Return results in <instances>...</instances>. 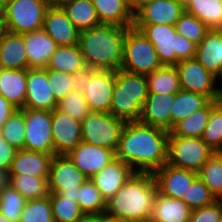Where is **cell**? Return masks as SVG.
Listing matches in <instances>:
<instances>
[{
    "mask_svg": "<svg viewBox=\"0 0 222 222\" xmlns=\"http://www.w3.org/2000/svg\"><path fill=\"white\" fill-rule=\"evenodd\" d=\"M168 137L164 129L140 121L126 122L115 156L135 172L153 173L167 163Z\"/></svg>",
    "mask_w": 222,
    "mask_h": 222,
    "instance_id": "obj_1",
    "label": "cell"
},
{
    "mask_svg": "<svg viewBox=\"0 0 222 222\" xmlns=\"http://www.w3.org/2000/svg\"><path fill=\"white\" fill-rule=\"evenodd\" d=\"M157 194L153 174L135 172L106 201L105 215L131 222H150Z\"/></svg>",
    "mask_w": 222,
    "mask_h": 222,
    "instance_id": "obj_2",
    "label": "cell"
},
{
    "mask_svg": "<svg viewBox=\"0 0 222 222\" xmlns=\"http://www.w3.org/2000/svg\"><path fill=\"white\" fill-rule=\"evenodd\" d=\"M128 27L100 24L80 32L78 45L85 64L97 70H120Z\"/></svg>",
    "mask_w": 222,
    "mask_h": 222,
    "instance_id": "obj_3",
    "label": "cell"
},
{
    "mask_svg": "<svg viewBox=\"0 0 222 222\" xmlns=\"http://www.w3.org/2000/svg\"><path fill=\"white\" fill-rule=\"evenodd\" d=\"M148 92L146 75L115 71L109 113L125 122L139 121Z\"/></svg>",
    "mask_w": 222,
    "mask_h": 222,
    "instance_id": "obj_4",
    "label": "cell"
},
{
    "mask_svg": "<svg viewBox=\"0 0 222 222\" xmlns=\"http://www.w3.org/2000/svg\"><path fill=\"white\" fill-rule=\"evenodd\" d=\"M154 45L162 65L175 66L195 58L197 46L176 32L175 25H133Z\"/></svg>",
    "mask_w": 222,
    "mask_h": 222,
    "instance_id": "obj_5",
    "label": "cell"
},
{
    "mask_svg": "<svg viewBox=\"0 0 222 222\" xmlns=\"http://www.w3.org/2000/svg\"><path fill=\"white\" fill-rule=\"evenodd\" d=\"M162 66L154 45L140 30L128 28L123 42L120 69L131 74L148 75Z\"/></svg>",
    "mask_w": 222,
    "mask_h": 222,
    "instance_id": "obj_6",
    "label": "cell"
},
{
    "mask_svg": "<svg viewBox=\"0 0 222 222\" xmlns=\"http://www.w3.org/2000/svg\"><path fill=\"white\" fill-rule=\"evenodd\" d=\"M47 0H5L2 27L15 34H24L41 29Z\"/></svg>",
    "mask_w": 222,
    "mask_h": 222,
    "instance_id": "obj_7",
    "label": "cell"
},
{
    "mask_svg": "<svg viewBox=\"0 0 222 222\" xmlns=\"http://www.w3.org/2000/svg\"><path fill=\"white\" fill-rule=\"evenodd\" d=\"M214 153L201 138L176 136L169 132L167 164L171 166L198 172Z\"/></svg>",
    "mask_w": 222,
    "mask_h": 222,
    "instance_id": "obj_8",
    "label": "cell"
},
{
    "mask_svg": "<svg viewBox=\"0 0 222 222\" xmlns=\"http://www.w3.org/2000/svg\"><path fill=\"white\" fill-rule=\"evenodd\" d=\"M125 123L109 112H90L81 122L82 141L115 151Z\"/></svg>",
    "mask_w": 222,
    "mask_h": 222,
    "instance_id": "obj_9",
    "label": "cell"
},
{
    "mask_svg": "<svg viewBox=\"0 0 222 222\" xmlns=\"http://www.w3.org/2000/svg\"><path fill=\"white\" fill-rule=\"evenodd\" d=\"M181 90L206 96L209 100H221V88H216L217 77L210 73L196 58L180 61L175 65Z\"/></svg>",
    "mask_w": 222,
    "mask_h": 222,
    "instance_id": "obj_10",
    "label": "cell"
},
{
    "mask_svg": "<svg viewBox=\"0 0 222 222\" xmlns=\"http://www.w3.org/2000/svg\"><path fill=\"white\" fill-rule=\"evenodd\" d=\"M25 119L24 149L54 154L51 131V111L21 109Z\"/></svg>",
    "mask_w": 222,
    "mask_h": 222,
    "instance_id": "obj_11",
    "label": "cell"
},
{
    "mask_svg": "<svg viewBox=\"0 0 222 222\" xmlns=\"http://www.w3.org/2000/svg\"><path fill=\"white\" fill-rule=\"evenodd\" d=\"M88 179L67 155H54L49 170L50 193L74 195Z\"/></svg>",
    "mask_w": 222,
    "mask_h": 222,
    "instance_id": "obj_12",
    "label": "cell"
},
{
    "mask_svg": "<svg viewBox=\"0 0 222 222\" xmlns=\"http://www.w3.org/2000/svg\"><path fill=\"white\" fill-rule=\"evenodd\" d=\"M54 155H67L82 141L81 122L58 110L51 111Z\"/></svg>",
    "mask_w": 222,
    "mask_h": 222,
    "instance_id": "obj_13",
    "label": "cell"
},
{
    "mask_svg": "<svg viewBox=\"0 0 222 222\" xmlns=\"http://www.w3.org/2000/svg\"><path fill=\"white\" fill-rule=\"evenodd\" d=\"M114 84L115 71L91 68L89 85L83 93L90 112H109Z\"/></svg>",
    "mask_w": 222,
    "mask_h": 222,
    "instance_id": "obj_14",
    "label": "cell"
},
{
    "mask_svg": "<svg viewBox=\"0 0 222 222\" xmlns=\"http://www.w3.org/2000/svg\"><path fill=\"white\" fill-rule=\"evenodd\" d=\"M158 193L169 198L182 199L188 187L198 177L197 172L164 164L153 173Z\"/></svg>",
    "mask_w": 222,
    "mask_h": 222,
    "instance_id": "obj_15",
    "label": "cell"
},
{
    "mask_svg": "<svg viewBox=\"0 0 222 222\" xmlns=\"http://www.w3.org/2000/svg\"><path fill=\"white\" fill-rule=\"evenodd\" d=\"M67 156L88 178L101 171L116 158L115 151L81 141Z\"/></svg>",
    "mask_w": 222,
    "mask_h": 222,
    "instance_id": "obj_16",
    "label": "cell"
},
{
    "mask_svg": "<svg viewBox=\"0 0 222 222\" xmlns=\"http://www.w3.org/2000/svg\"><path fill=\"white\" fill-rule=\"evenodd\" d=\"M50 90L47 69H27V92L23 108L52 111L57 107V101Z\"/></svg>",
    "mask_w": 222,
    "mask_h": 222,
    "instance_id": "obj_17",
    "label": "cell"
},
{
    "mask_svg": "<svg viewBox=\"0 0 222 222\" xmlns=\"http://www.w3.org/2000/svg\"><path fill=\"white\" fill-rule=\"evenodd\" d=\"M184 3L178 0H154L134 15L133 25H175L184 13Z\"/></svg>",
    "mask_w": 222,
    "mask_h": 222,
    "instance_id": "obj_18",
    "label": "cell"
},
{
    "mask_svg": "<svg viewBox=\"0 0 222 222\" xmlns=\"http://www.w3.org/2000/svg\"><path fill=\"white\" fill-rule=\"evenodd\" d=\"M42 29L58 46L78 44L80 31L73 25L60 6H49Z\"/></svg>",
    "mask_w": 222,
    "mask_h": 222,
    "instance_id": "obj_19",
    "label": "cell"
},
{
    "mask_svg": "<svg viewBox=\"0 0 222 222\" xmlns=\"http://www.w3.org/2000/svg\"><path fill=\"white\" fill-rule=\"evenodd\" d=\"M135 171L122 160L115 158L101 171L91 177L102 196L107 201L123 186Z\"/></svg>",
    "mask_w": 222,
    "mask_h": 222,
    "instance_id": "obj_20",
    "label": "cell"
},
{
    "mask_svg": "<svg viewBox=\"0 0 222 222\" xmlns=\"http://www.w3.org/2000/svg\"><path fill=\"white\" fill-rule=\"evenodd\" d=\"M174 100L175 94H149L144 101L139 121L170 132V110Z\"/></svg>",
    "mask_w": 222,
    "mask_h": 222,
    "instance_id": "obj_21",
    "label": "cell"
},
{
    "mask_svg": "<svg viewBox=\"0 0 222 222\" xmlns=\"http://www.w3.org/2000/svg\"><path fill=\"white\" fill-rule=\"evenodd\" d=\"M23 39L27 54L28 69H46L51 55L55 52L58 45L42 28L24 33Z\"/></svg>",
    "mask_w": 222,
    "mask_h": 222,
    "instance_id": "obj_22",
    "label": "cell"
},
{
    "mask_svg": "<svg viewBox=\"0 0 222 222\" xmlns=\"http://www.w3.org/2000/svg\"><path fill=\"white\" fill-rule=\"evenodd\" d=\"M54 154H47L25 149L17 150L12 160L9 175H32L49 177L50 163Z\"/></svg>",
    "mask_w": 222,
    "mask_h": 222,
    "instance_id": "obj_23",
    "label": "cell"
},
{
    "mask_svg": "<svg viewBox=\"0 0 222 222\" xmlns=\"http://www.w3.org/2000/svg\"><path fill=\"white\" fill-rule=\"evenodd\" d=\"M195 58L222 80V29H210L196 49Z\"/></svg>",
    "mask_w": 222,
    "mask_h": 222,
    "instance_id": "obj_24",
    "label": "cell"
},
{
    "mask_svg": "<svg viewBox=\"0 0 222 222\" xmlns=\"http://www.w3.org/2000/svg\"><path fill=\"white\" fill-rule=\"evenodd\" d=\"M0 68L28 69L23 34L2 30L0 34Z\"/></svg>",
    "mask_w": 222,
    "mask_h": 222,
    "instance_id": "obj_25",
    "label": "cell"
},
{
    "mask_svg": "<svg viewBox=\"0 0 222 222\" xmlns=\"http://www.w3.org/2000/svg\"><path fill=\"white\" fill-rule=\"evenodd\" d=\"M27 92V69L0 68V95L22 109Z\"/></svg>",
    "mask_w": 222,
    "mask_h": 222,
    "instance_id": "obj_26",
    "label": "cell"
},
{
    "mask_svg": "<svg viewBox=\"0 0 222 222\" xmlns=\"http://www.w3.org/2000/svg\"><path fill=\"white\" fill-rule=\"evenodd\" d=\"M100 24L133 27L134 15L126 0H91Z\"/></svg>",
    "mask_w": 222,
    "mask_h": 222,
    "instance_id": "obj_27",
    "label": "cell"
},
{
    "mask_svg": "<svg viewBox=\"0 0 222 222\" xmlns=\"http://www.w3.org/2000/svg\"><path fill=\"white\" fill-rule=\"evenodd\" d=\"M191 211L184 200L158 193L150 222H189Z\"/></svg>",
    "mask_w": 222,
    "mask_h": 222,
    "instance_id": "obj_28",
    "label": "cell"
},
{
    "mask_svg": "<svg viewBox=\"0 0 222 222\" xmlns=\"http://www.w3.org/2000/svg\"><path fill=\"white\" fill-rule=\"evenodd\" d=\"M60 7L80 32L100 25L91 0H67Z\"/></svg>",
    "mask_w": 222,
    "mask_h": 222,
    "instance_id": "obj_29",
    "label": "cell"
},
{
    "mask_svg": "<svg viewBox=\"0 0 222 222\" xmlns=\"http://www.w3.org/2000/svg\"><path fill=\"white\" fill-rule=\"evenodd\" d=\"M86 67L79 45L75 44L72 46H58L51 55L46 69L74 75Z\"/></svg>",
    "mask_w": 222,
    "mask_h": 222,
    "instance_id": "obj_30",
    "label": "cell"
},
{
    "mask_svg": "<svg viewBox=\"0 0 222 222\" xmlns=\"http://www.w3.org/2000/svg\"><path fill=\"white\" fill-rule=\"evenodd\" d=\"M184 6L210 29H222V0H187Z\"/></svg>",
    "mask_w": 222,
    "mask_h": 222,
    "instance_id": "obj_31",
    "label": "cell"
},
{
    "mask_svg": "<svg viewBox=\"0 0 222 222\" xmlns=\"http://www.w3.org/2000/svg\"><path fill=\"white\" fill-rule=\"evenodd\" d=\"M210 100L201 94L187 90H179L170 110L172 128L191 115L196 110L203 108Z\"/></svg>",
    "mask_w": 222,
    "mask_h": 222,
    "instance_id": "obj_32",
    "label": "cell"
},
{
    "mask_svg": "<svg viewBox=\"0 0 222 222\" xmlns=\"http://www.w3.org/2000/svg\"><path fill=\"white\" fill-rule=\"evenodd\" d=\"M149 94H176L181 90L179 73L175 66H165L146 75Z\"/></svg>",
    "mask_w": 222,
    "mask_h": 222,
    "instance_id": "obj_33",
    "label": "cell"
},
{
    "mask_svg": "<svg viewBox=\"0 0 222 222\" xmlns=\"http://www.w3.org/2000/svg\"><path fill=\"white\" fill-rule=\"evenodd\" d=\"M49 177H34L32 175H10V185L27 201L50 196Z\"/></svg>",
    "mask_w": 222,
    "mask_h": 222,
    "instance_id": "obj_34",
    "label": "cell"
},
{
    "mask_svg": "<svg viewBox=\"0 0 222 222\" xmlns=\"http://www.w3.org/2000/svg\"><path fill=\"white\" fill-rule=\"evenodd\" d=\"M54 222H77L84 214L74 195L50 193Z\"/></svg>",
    "mask_w": 222,
    "mask_h": 222,
    "instance_id": "obj_35",
    "label": "cell"
},
{
    "mask_svg": "<svg viewBox=\"0 0 222 222\" xmlns=\"http://www.w3.org/2000/svg\"><path fill=\"white\" fill-rule=\"evenodd\" d=\"M211 100L201 109L196 110L184 120L177 123L171 130L176 136L200 138L209 122Z\"/></svg>",
    "mask_w": 222,
    "mask_h": 222,
    "instance_id": "obj_36",
    "label": "cell"
},
{
    "mask_svg": "<svg viewBox=\"0 0 222 222\" xmlns=\"http://www.w3.org/2000/svg\"><path fill=\"white\" fill-rule=\"evenodd\" d=\"M74 198L84 214L105 213L106 200L91 178H88L79 187L78 191L74 194Z\"/></svg>",
    "mask_w": 222,
    "mask_h": 222,
    "instance_id": "obj_37",
    "label": "cell"
},
{
    "mask_svg": "<svg viewBox=\"0 0 222 222\" xmlns=\"http://www.w3.org/2000/svg\"><path fill=\"white\" fill-rule=\"evenodd\" d=\"M197 175L217 199H222V152H215Z\"/></svg>",
    "mask_w": 222,
    "mask_h": 222,
    "instance_id": "obj_38",
    "label": "cell"
},
{
    "mask_svg": "<svg viewBox=\"0 0 222 222\" xmlns=\"http://www.w3.org/2000/svg\"><path fill=\"white\" fill-rule=\"evenodd\" d=\"M200 138L214 152H222V100H211L209 122Z\"/></svg>",
    "mask_w": 222,
    "mask_h": 222,
    "instance_id": "obj_39",
    "label": "cell"
},
{
    "mask_svg": "<svg viewBox=\"0 0 222 222\" xmlns=\"http://www.w3.org/2000/svg\"><path fill=\"white\" fill-rule=\"evenodd\" d=\"M2 137L16 150L24 149L25 119L24 112L17 109L1 127Z\"/></svg>",
    "mask_w": 222,
    "mask_h": 222,
    "instance_id": "obj_40",
    "label": "cell"
},
{
    "mask_svg": "<svg viewBox=\"0 0 222 222\" xmlns=\"http://www.w3.org/2000/svg\"><path fill=\"white\" fill-rule=\"evenodd\" d=\"M175 27L177 33L190 40L196 46L200 44L206 33L210 30L198 18L185 11L177 20Z\"/></svg>",
    "mask_w": 222,
    "mask_h": 222,
    "instance_id": "obj_41",
    "label": "cell"
},
{
    "mask_svg": "<svg viewBox=\"0 0 222 222\" xmlns=\"http://www.w3.org/2000/svg\"><path fill=\"white\" fill-rule=\"evenodd\" d=\"M27 200L11 185L0 193V213L11 222H19Z\"/></svg>",
    "mask_w": 222,
    "mask_h": 222,
    "instance_id": "obj_42",
    "label": "cell"
},
{
    "mask_svg": "<svg viewBox=\"0 0 222 222\" xmlns=\"http://www.w3.org/2000/svg\"><path fill=\"white\" fill-rule=\"evenodd\" d=\"M19 222H54L50 197L28 200Z\"/></svg>",
    "mask_w": 222,
    "mask_h": 222,
    "instance_id": "obj_43",
    "label": "cell"
},
{
    "mask_svg": "<svg viewBox=\"0 0 222 222\" xmlns=\"http://www.w3.org/2000/svg\"><path fill=\"white\" fill-rule=\"evenodd\" d=\"M56 108L80 122L90 113L83 94L77 91H71L64 98L57 101Z\"/></svg>",
    "mask_w": 222,
    "mask_h": 222,
    "instance_id": "obj_44",
    "label": "cell"
},
{
    "mask_svg": "<svg viewBox=\"0 0 222 222\" xmlns=\"http://www.w3.org/2000/svg\"><path fill=\"white\" fill-rule=\"evenodd\" d=\"M182 200H184L188 207L193 210L208 206L218 199L204 184V182L199 177H197L190 185V187H188L186 196H183Z\"/></svg>",
    "mask_w": 222,
    "mask_h": 222,
    "instance_id": "obj_45",
    "label": "cell"
},
{
    "mask_svg": "<svg viewBox=\"0 0 222 222\" xmlns=\"http://www.w3.org/2000/svg\"><path fill=\"white\" fill-rule=\"evenodd\" d=\"M47 74L48 83L51 87L50 91L54 95L56 101L64 98L69 92L74 91V79L72 74L54 70H47Z\"/></svg>",
    "mask_w": 222,
    "mask_h": 222,
    "instance_id": "obj_46",
    "label": "cell"
},
{
    "mask_svg": "<svg viewBox=\"0 0 222 222\" xmlns=\"http://www.w3.org/2000/svg\"><path fill=\"white\" fill-rule=\"evenodd\" d=\"M222 216V199L191 211L189 222H220Z\"/></svg>",
    "mask_w": 222,
    "mask_h": 222,
    "instance_id": "obj_47",
    "label": "cell"
},
{
    "mask_svg": "<svg viewBox=\"0 0 222 222\" xmlns=\"http://www.w3.org/2000/svg\"><path fill=\"white\" fill-rule=\"evenodd\" d=\"M17 150L4 139L0 140V168L9 170Z\"/></svg>",
    "mask_w": 222,
    "mask_h": 222,
    "instance_id": "obj_48",
    "label": "cell"
},
{
    "mask_svg": "<svg viewBox=\"0 0 222 222\" xmlns=\"http://www.w3.org/2000/svg\"><path fill=\"white\" fill-rule=\"evenodd\" d=\"M91 78V68L86 67L84 70L76 72L73 75L74 84L73 89L81 94L84 93L87 86L89 85V80Z\"/></svg>",
    "mask_w": 222,
    "mask_h": 222,
    "instance_id": "obj_49",
    "label": "cell"
},
{
    "mask_svg": "<svg viewBox=\"0 0 222 222\" xmlns=\"http://www.w3.org/2000/svg\"><path fill=\"white\" fill-rule=\"evenodd\" d=\"M6 98L0 95V128L6 120L17 110Z\"/></svg>",
    "mask_w": 222,
    "mask_h": 222,
    "instance_id": "obj_50",
    "label": "cell"
},
{
    "mask_svg": "<svg viewBox=\"0 0 222 222\" xmlns=\"http://www.w3.org/2000/svg\"><path fill=\"white\" fill-rule=\"evenodd\" d=\"M77 222H105V213L83 214Z\"/></svg>",
    "mask_w": 222,
    "mask_h": 222,
    "instance_id": "obj_51",
    "label": "cell"
},
{
    "mask_svg": "<svg viewBox=\"0 0 222 222\" xmlns=\"http://www.w3.org/2000/svg\"><path fill=\"white\" fill-rule=\"evenodd\" d=\"M154 0H129V8L133 15H135L140 9L150 4Z\"/></svg>",
    "mask_w": 222,
    "mask_h": 222,
    "instance_id": "obj_52",
    "label": "cell"
},
{
    "mask_svg": "<svg viewBox=\"0 0 222 222\" xmlns=\"http://www.w3.org/2000/svg\"><path fill=\"white\" fill-rule=\"evenodd\" d=\"M10 185L9 171L0 168V193Z\"/></svg>",
    "mask_w": 222,
    "mask_h": 222,
    "instance_id": "obj_53",
    "label": "cell"
},
{
    "mask_svg": "<svg viewBox=\"0 0 222 222\" xmlns=\"http://www.w3.org/2000/svg\"><path fill=\"white\" fill-rule=\"evenodd\" d=\"M67 0H47L48 6H61Z\"/></svg>",
    "mask_w": 222,
    "mask_h": 222,
    "instance_id": "obj_54",
    "label": "cell"
},
{
    "mask_svg": "<svg viewBox=\"0 0 222 222\" xmlns=\"http://www.w3.org/2000/svg\"><path fill=\"white\" fill-rule=\"evenodd\" d=\"M105 222H131V221L124 220V219L113 218V217L105 215Z\"/></svg>",
    "mask_w": 222,
    "mask_h": 222,
    "instance_id": "obj_55",
    "label": "cell"
},
{
    "mask_svg": "<svg viewBox=\"0 0 222 222\" xmlns=\"http://www.w3.org/2000/svg\"><path fill=\"white\" fill-rule=\"evenodd\" d=\"M5 0H0V16H3Z\"/></svg>",
    "mask_w": 222,
    "mask_h": 222,
    "instance_id": "obj_56",
    "label": "cell"
},
{
    "mask_svg": "<svg viewBox=\"0 0 222 222\" xmlns=\"http://www.w3.org/2000/svg\"><path fill=\"white\" fill-rule=\"evenodd\" d=\"M0 222H11V221L0 213Z\"/></svg>",
    "mask_w": 222,
    "mask_h": 222,
    "instance_id": "obj_57",
    "label": "cell"
},
{
    "mask_svg": "<svg viewBox=\"0 0 222 222\" xmlns=\"http://www.w3.org/2000/svg\"><path fill=\"white\" fill-rule=\"evenodd\" d=\"M2 30H3V27H2V16H0V34H1Z\"/></svg>",
    "mask_w": 222,
    "mask_h": 222,
    "instance_id": "obj_58",
    "label": "cell"
},
{
    "mask_svg": "<svg viewBox=\"0 0 222 222\" xmlns=\"http://www.w3.org/2000/svg\"><path fill=\"white\" fill-rule=\"evenodd\" d=\"M3 139L2 137V132H1V128H0V140Z\"/></svg>",
    "mask_w": 222,
    "mask_h": 222,
    "instance_id": "obj_59",
    "label": "cell"
},
{
    "mask_svg": "<svg viewBox=\"0 0 222 222\" xmlns=\"http://www.w3.org/2000/svg\"><path fill=\"white\" fill-rule=\"evenodd\" d=\"M178 1H181V2L185 3L187 0H178Z\"/></svg>",
    "mask_w": 222,
    "mask_h": 222,
    "instance_id": "obj_60",
    "label": "cell"
}]
</instances>
